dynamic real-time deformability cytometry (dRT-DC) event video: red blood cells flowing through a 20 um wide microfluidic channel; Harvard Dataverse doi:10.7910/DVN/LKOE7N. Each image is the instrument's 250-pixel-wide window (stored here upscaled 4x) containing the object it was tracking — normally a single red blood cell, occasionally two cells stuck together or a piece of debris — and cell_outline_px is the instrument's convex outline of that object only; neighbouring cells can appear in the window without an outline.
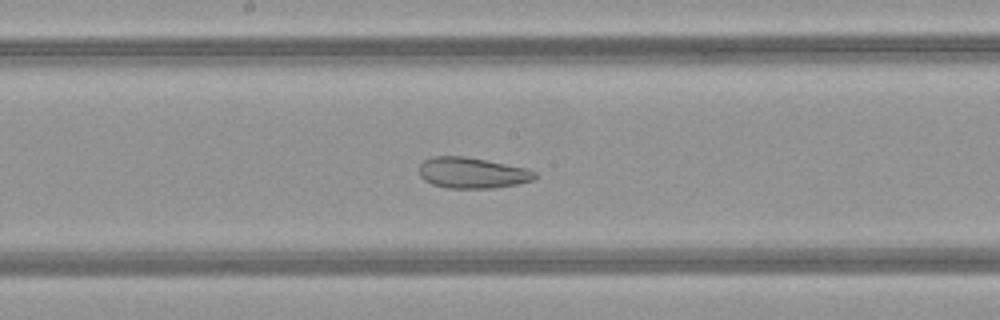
{"species": "common noctule bat (a hibernating species)", "species_latin": "Nyctalus noctula", "temperature_condition": "warm", "stored_images_in_passage": 37, "camera_frame_rate_fps": 3000, "um_per_image_px": 0.085, "animal": {"sex": "female", "body_mass_g": 21.9}, "frame": {"image": 1, "passage_image": 25, "time_ms": 8.0, "image_size_px": [1000, 320], "cell_outline_px": [[536, 176], [528, 180], [512, 184], [480, 188], [456, 188], [436, 184], [428, 180], [420, 172], [424, 164], [428, 160], [440, 156], [456, 156], [480, 160], [520, 168], [532, 172]], "centroid_in_image_um": [40.1, 14.7], "position_along_channel_um": 208.1, "area_um2": 18.67}}
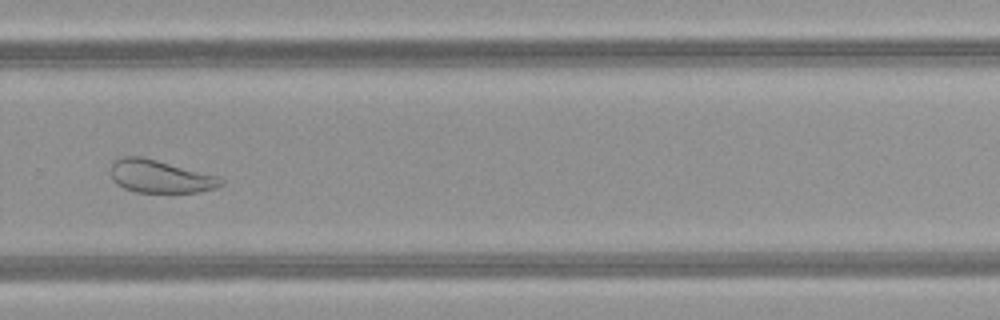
{"frame": {"image": 2, "passage_image": 33, "time_ms": 10.667, "image_size_px": [1000, 320], "cell_outline_px": [[220, 184], [208, 188], [192, 192], [140, 192], [128, 188], [120, 184], [112, 176], [116, 164], [120, 160], [152, 160], [204, 176]], "centroid_in_image_um": [13.47, 15.09], "position_along_channel_um": 316.3, "area_um2": 17.34}}
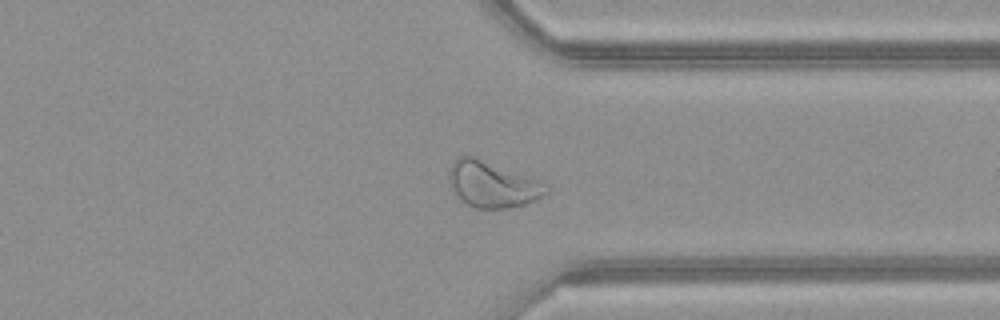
{"frame": {"image": 3, "passage_image": 37, "time_ms": 12.0, "image_size_px": [1000, 320], "cell_outline_px": [[528, 200], [520, 204], [496, 208], [480, 208], [464, 200], [460, 196], [456, 188], [456, 168], [460, 160], [476, 160], [500, 176]], "centroid_in_image_um": [41.2, 15.87], "position_along_channel_um": 370.2, "area_um2": 15.9}}